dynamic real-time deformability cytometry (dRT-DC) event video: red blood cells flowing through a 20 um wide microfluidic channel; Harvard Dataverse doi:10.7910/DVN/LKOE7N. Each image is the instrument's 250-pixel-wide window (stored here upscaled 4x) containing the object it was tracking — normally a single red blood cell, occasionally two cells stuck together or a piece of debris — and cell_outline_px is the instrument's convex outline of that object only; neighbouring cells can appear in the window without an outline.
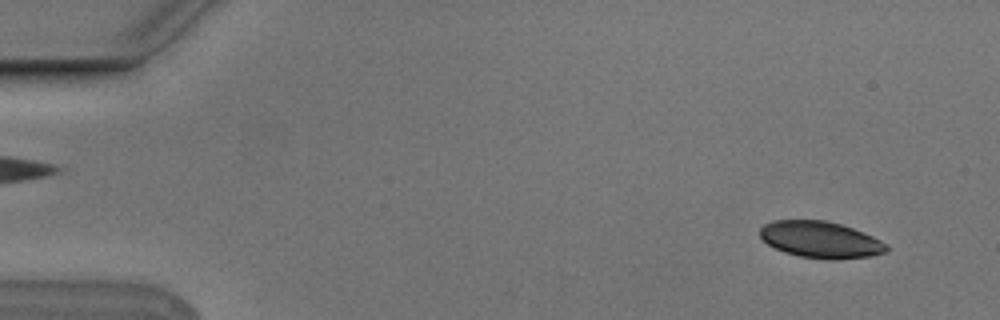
{"species": "Egyptian fruit bat (a non-hibernating species)", "species_latin": "Rousettus aegyptiacus", "temperature_condition": "cold", "stored_images_in_passage": 4, "camera_frame_rate_fps": 3000, "um_per_image_px": 0.085, "animal": {"sex": "male"}, "frame": {"image": 1, "passage_image": 1, "time_ms": 0.0, "image_size_px": [1000, 320], "cell_outline_px": [[888, 252], [872, 256], [840, 260], [828, 260], [800, 256], [784, 252], [768, 244], [760, 236], [760, 228], [764, 224], [772, 220], [824, 220], [840, 224], [864, 232], [888, 244]], "centroid_in_image_um": [69.78, 20.38], "position_along_channel_um": 15.2, "area_um2": 27.17}}
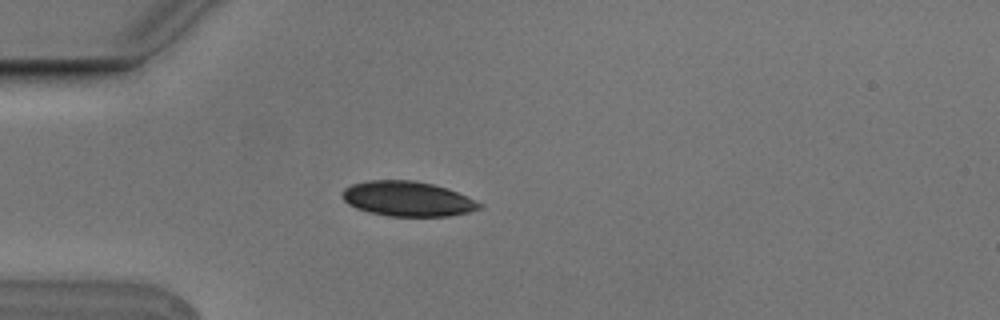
{"frame": {"image": 2, "passage_image": 4, "time_ms": 1.0, "image_size_px": [1000, 320], "cell_outline_px": [[484, 208], [468, 212], [448, 216], [388, 216], [356, 208], [348, 204], [340, 196], [340, 192], [344, 188], [352, 184], [368, 180], [416, 180], [448, 188], [484, 204]], "centroid_in_image_um": [34.64, 16.89], "position_along_channel_um": 50.4, "area_um2": 28.09}}